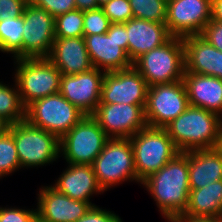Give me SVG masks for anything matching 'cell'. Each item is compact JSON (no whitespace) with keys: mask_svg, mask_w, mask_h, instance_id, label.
Returning <instances> with one entry per match:
<instances>
[{"mask_svg":"<svg viewBox=\"0 0 222 222\" xmlns=\"http://www.w3.org/2000/svg\"><path fill=\"white\" fill-rule=\"evenodd\" d=\"M156 202L162 217L173 222L189 199L188 151L178 153L164 167L141 182Z\"/></svg>","mask_w":222,"mask_h":222,"instance_id":"1","label":"cell"},{"mask_svg":"<svg viewBox=\"0 0 222 222\" xmlns=\"http://www.w3.org/2000/svg\"><path fill=\"white\" fill-rule=\"evenodd\" d=\"M222 117L200 107L189 105L164 129L180 152L217 148Z\"/></svg>","mask_w":222,"mask_h":222,"instance_id":"2","label":"cell"},{"mask_svg":"<svg viewBox=\"0 0 222 222\" xmlns=\"http://www.w3.org/2000/svg\"><path fill=\"white\" fill-rule=\"evenodd\" d=\"M129 139L140 184L180 153L164 128L147 125Z\"/></svg>","mask_w":222,"mask_h":222,"instance_id":"3","label":"cell"},{"mask_svg":"<svg viewBox=\"0 0 222 222\" xmlns=\"http://www.w3.org/2000/svg\"><path fill=\"white\" fill-rule=\"evenodd\" d=\"M148 86L183 80L185 59L183 38L171 37L165 44L142 54L133 62Z\"/></svg>","mask_w":222,"mask_h":222,"instance_id":"4","label":"cell"},{"mask_svg":"<svg viewBox=\"0 0 222 222\" xmlns=\"http://www.w3.org/2000/svg\"><path fill=\"white\" fill-rule=\"evenodd\" d=\"M14 63L13 79L25 107L36 99L59 93L62 74L48 58H22Z\"/></svg>","mask_w":222,"mask_h":222,"instance_id":"5","label":"cell"},{"mask_svg":"<svg viewBox=\"0 0 222 222\" xmlns=\"http://www.w3.org/2000/svg\"><path fill=\"white\" fill-rule=\"evenodd\" d=\"M21 168L46 166L60 157V140L27 120L11 124Z\"/></svg>","mask_w":222,"mask_h":222,"instance_id":"6","label":"cell"},{"mask_svg":"<svg viewBox=\"0 0 222 222\" xmlns=\"http://www.w3.org/2000/svg\"><path fill=\"white\" fill-rule=\"evenodd\" d=\"M92 166L104 191L124 181L138 182L129 138H109Z\"/></svg>","mask_w":222,"mask_h":222,"instance_id":"7","label":"cell"},{"mask_svg":"<svg viewBox=\"0 0 222 222\" xmlns=\"http://www.w3.org/2000/svg\"><path fill=\"white\" fill-rule=\"evenodd\" d=\"M84 116L83 112L60 93L36 99L26 107V120L55 135L59 140Z\"/></svg>","mask_w":222,"mask_h":222,"instance_id":"8","label":"cell"},{"mask_svg":"<svg viewBox=\"0 0 222 222\" xmlns=\"http://www.w3.org/2000/svg\"><path fill=\"white\" fill-rule=\"evenodd\" d=\"M93 67L112 72L133 66L125 23H111L104 34L83 35Z\"/></svg>","mask_w":222,"mask_h":222,"instance_id":"9","label":"cell"},{"mask_svg":"<svg viewBox=\"0 0 222 222\" xmlns=\"http://www.w3.org/2000/svg\"><path fill=\"white\" fill-rule=\"evenodd\" d=\"M108 139L98 122L85 115L60 139V155L70 164L92 165Z\"/></svg>","mask_w":222,"mask_h":222,"instance_id":"10","label":"cell"},{"mask_svg":"<svg viewBox=\"0 0 222 222\" xmlns=\"http://www.w3.org/2000/svg\"><path fill=\"white\" fill-rule=\"evenodd\" d=\"M189 106L183 80L148 88L145 118L148 126L164 128Z\"/></svg>","mask_w":222,"mask_h":222,"instance_id":"11","label":"cell"},{"mask_svg":"<svg viewBox=\"0 0 222 222\" xmlns=\"http://www.w3.org/2000/svg\"><path fill=\"white\" fill-rule=\"evenodd\" d=\"M23 19L22 58H47L55 40V17L27 3Z\"/></svg>","mask_w":222,"mask_h":222,"instance_id":"12","label":"cell"},{"mask_svg":"<svg viewBox=\"0 0 222 222\" xmlns=\"http://www.w3.org/2000/svg\"><path fill=\"white\" fill-rule=\"evenodd\" d=\"M145 105L99 103L91 115L109 138H130L147 126Z\"/></svg>","mask_w":222,"mask_h":222,"instance_id":"13","label":"cell"},{"mask_svg":"<svg viewBox=\"0 0 222 222\" xmlns=\"http://www.w3.org/2000/svg\"><path fill=\"white\" fill-rule=\"evenodd\" d=\"M212 0H170L165 24L172 37L200 35L211 20Z\"/></svg>","mask_w":222,"mask_h":222,"instance_id":"14","label":"cell"},{"mask_svg":"<svg viewBox=\"0 0 222 222\" xmlns=\"http://www.w3.org/2000/svg\"><path fill=\"white\" fill-rule=\"evenodd\" d=\"M148 84L132 66L127 69L105 72L100 103L146 105Z\"/></svg>","mask_w":222,"mask_h":222,"instance_id":"15","label":"cell"},{"mask_svg":"<svg viewBox=\"0 0 222 222\" xmlns=\"http://www.w3.org/2000/svg\"><path fill=\"white\" fill-rule=\"evenodd\" d=\"M105 72L92 68L74 75H62L59 93L85 115H92L100 103Z\"/></svg>","mask_w":222,"mask_h":222,"instance_id":"16","label":"cell"},{"mask_svg":"<svg viewBox=\"0 0 222 222\" xmlns=\"http://www.w3.org/2000/svg\"><path fill=\"white\" fill-rule=\"evenodd\" d=\"M37 198V218L42 222H76L92 205L74 200L51 186H42Z\"/></svg>","mask_w":222,"mask_h":222,"instance_id":"17","label":"cell"},{"mask_svg":"<svg viewBox=\"0 0 222 222\" xmlns=\"http://www.w3.org/2000/svg\"><path fill=\"white\" fill-rule=\"evenodd\" d=\"M128 57L132 63L142 54L165 44L172 36L165 23L132 18L125 23Z\"/></svg>","mask_w":222,"mask_h":222,"instance_id":"18","label":"cell"},{"mask_svg":"<svg viewBox=\"0 0 222 222\" xmlns=\"http://www.w3.org/2000/svg\"><path fill=\"white\" fill-rule=\"evenodd\" d=\"M55 181L53 185L59 192L74 200L89 202L95 206L90 199L93 194L104 193L98 184L92 165L70 164Z\"/></svg>","mask_w":222,"mask_h":222,"instance_id":"19","label":"cell"},{"mask_svg":"<svg viewBox=\"0 0 222 222\" xmlns=\"http://www.w3.org/2000/svg\"><path fill=\"white\" fill-rule=\"evenodd\" d=\"M185 72L222 79V52L200 35L183 38Z\"/></svg>","mask_w":222,"mask_h":222,"instance_id":"20","label":"cell"},{"mask_svg":"<svg viewBox=\"0 0 222 222\" xmlns=\"http://www.w3.org/2000/svg\"><path fill=\"white\" fill-rule=\"evenodd\" d=\"M62 75H74L93 67L84 37L55 38L47 57Z\"/></svg>","mask_w":222,"mask_h":222,"instance_id":"21","label":"cell"},{"mask_svg":"<svg viewBox=\"0 0 222 222\" xmlns=\"http://www.w3.org/2000/svg\"><path fill=\"white\" fill-rule=\"evenodd\" d=\"M183 82L189 105L203 108L222 117V79L185 72Z\"/></svg>","mask_w":222,"mask_h":222,"instance_id":"22","label":"cell"},{"mask_svg":"<svg viewBox=\"0 0 222 222\" xmlns=\"http://www.w3.org/2000/svg\"><path fill=\"white\" fill-rule=\"evenodd\" d=\"M190 190L222 180V153L217 149L188 151Z\"/></svg>","mask_w":222,"mask_h":222,"instance_id":"23","label":"cell"},{"mask_svg":"<svg viewBox=\"0 0 222 222\" xmlns=\"http://www.w3.org/2000/svg\"><path fill=\"white\" fill-rule=\"evenodd\" d=\"M184 216L222 217V180L189 192Z\"/></svg>","mask_w":222,"mask_h":222,"instance_id":"24","label":"cell"},{"mask_svg":"<svg viewBox=\"0 0 222 222\" xmlns=\"http://www.w3.org/2000/svg\"><path fill=\"white\" fill-rule=\"evenodd\" d=\"M23 25V15L0 21V51L11 53L14 60L22 59Z\"/></svg>","mask_w":222,"mask_h":222,"instance_id":"25","label":"cell"},{"mask_svg":"<svg viewBox=\"0 0 222 222\" xmlns=\"http://www.w3.org/2000/svg\"><path fill=\"white\" fill-rule=\"evenodd\" d=\"M14 82L13 87L0 82V117L10 125L26 120V107L21 101L17 83Z\"/></svg>","mask_w":222,"mask_h":222,"instance_id":"26","label":"cell"},{"mask_svg":"<svg viewBox=\"0 0 222 222\" xmlns=\"http://www.w3.org/2000/svg\"><path fill=\"white\" fill-rule=\"evenodd\" d=\"M84 11L75 9L55 17V38L83 37Z\"/></svg>","mask_w":222,"mask_h":222,"instance_id":"27","label":"cell"},{"mask_svg":"<svg viewBox=\"0 0 222 222\" xmlns=\"http://www.w3.org/2000/svg\"><path fill=\"white\" fill-rule=\"evenodd\" d=\"M133 18L165 23L167 2L165 0H129Z\"/></svg>","mask_w":222,"mask_h":222,"instance_id":"28","label":"cell"},{"mask_svg":"<svg viewBox=\"0 0 222 222\" xmlns=\"http://www.w3.org/2000/svg\"><path fill=\"white\" fill-rule=\"evenodd\" d=\"M21 169L16 144L9 130L0 135V179Z\"/></svg>","mask_w":222,"mask_h":222,"instance_id":"29","label":"cell"},{"mask_svg":"<svg viewBox=\"0 0 222 222\" xmlns=\"http://www.w3.org/2000/svg\"><path fill=\"white\" fill-rule=\"evenodd\" d=\"M110 24L109 18L100 7L84 11L83 35L104 34Z\"/></svg>","mask_w":222,"mask_h":222,"instance_id":"30","label":"cell"},{"mask_svg":"<svg viewBox=\"0 0 222 222\" xmlns=\"http://www.w3.org/2000/svg\"><path fill=\"white\" fill-rule=\"evenodd\" d=\"M100 8L111 23H126L133 18L129 0H110L100 6Z\"/></svg>","mask_w":222,"mask_h":222,"instance_id":"31","label":"cell"},{"mask_svg":"<svg viewBox=\"0 0 222 222\" xmlns=\"http://www.w3.org/2000/svg\"><path fill=\"white\" fill-rule=\"evenodd\" d=\"M37 209L0 207V222H36Z\"/></svg>","mask_w":222,"mask_h":222,"instance_id":"32","label":"cell"},{"mask_svg":"<svg viewBox=\"0 0 222 222\" xmlns=\"http://www.w3.org/2000/svg\"><path fill=\"white\" fill-rule=\"evenodd\" d=\"M33 5L45 9L53 17L75 10V0H33Z\"/></svg>","mask_w":222,"mask_h":222,"instance_id":"33","label":"cell"},{"mask_svg":"<svg viewBox=\"0 0 222 222\" xmlns=\"http://www.w3.org/2000/svg\"><path fill=\"white\" fill-rule=\"evenodd\" d=\"M76 222H122V219L114 212L95 205Z\"/></svg>","mask_w":222,"mask_h":222,"instance_id":"34","label":"cell"},{"mask_svg":"<svg viewBox=\"0 0 222 222\" xmlns=\"http://www.w3.org/2000/svg\"><path fill=\"white\" fill-rule=\"evenodd\" d=\"M200 36L222 52V22L210 20Z\"/></svg>","mask_w":222,"mask_h":222,"instance_id":"35","label":"cell"},{"mask_svg":"<svg viewBox=\"0 0 222 222\" xmlns=\"http://www.w3.org/2000/svg\"><path fill=\"white\" fill-rule=\"evenodd\" d=\"M26 5L25 0H0V21L22 16Z\"/></svg>","mask_w":222,"mask_h":222,"instance_id":"36","label":"cell"},{"mask_svg":"<svg viewBox=\"0 0 222 222\" xmlns=\"http://www.w3.org/2000/svg\"><path fill=\"white\" fill-rule=\"evenodd\" d=\"M173 222H222V217L179 215Z\"/></svg>","mask_w":222,"mask_h":222,"instance_id":"37","label":"cell"},{"mask_svg":"<svg viewBox=\"0 0 222 222\" xmlns=\"http://www.w3.org/2000/svg\"><path fill=\"white\" fill-rule=\"evenodd\" d=\"M211 20L222 22V0H212Z\"/></svg>","mask_w":222,"mask_h":222,"instance_id":"38","label":"cell"},{"mask_svg":"<svg viewBox=\"0 0 222 222\" xmlns=\"http://www.w3.org/2000/svg\"><path fill=\"white\" fill-rule=\"evenodd\" d=\"M75 3L76 8L81 11L97 9L100 7L97 3V0H75Z\"/></svg>","mask_w":222,"mask_h":222,"instance_id":"39","label":"cell"},{"mask_svg":"<svg viewBox=\"0 0 222 222\" xmlns=\"http://www.w3.org/2000/svg\"><path fill=\"white\" fill-rule=\"evenodd\" d=\"M10 124L0 117V135L9 129Z\"/></svg>","mask_w":222,"mask_h":222,"instance_id":"40","label":"cell"},{"mask_svg":"<svg viewBox=\"0 0 222 222\" xmlns=\"http://www.w3.org/2000/svg\"><path fill=\"white\" fill-rule=\"evenodd\" d=\"M217 149L222 153V126H221V132H220V137H219Z\"/></svg>","mask_w":222,"mask_h":222,"instance_id":"41","label":"cell"},{"mask_svg":"<svg viewBox=\"0 0 222 222\" xmlns=\"http://www.w3.org/2000/svg\"><path fill=\"white\" fill-rule=\"evenodd\" d=\"M110 0H97L99 6H102L104 3L109 2Z\"/></svg>","mask_w":222,"mask_h":222,"instance_id":"42","label":"cell"},{"mask_svg":"<svg viewBox=\"0 0 222 222\" xmlns=\"http://www.w3.org/2000/svg\"><path fill=\"white\" fill-rule=\"evenodd\" d=\"M27 3H31L33 0H25Z\"/></svg>","mask_w":222,"mask_h":222,"instance_id":"43","label":"cell"}]
</instances>
